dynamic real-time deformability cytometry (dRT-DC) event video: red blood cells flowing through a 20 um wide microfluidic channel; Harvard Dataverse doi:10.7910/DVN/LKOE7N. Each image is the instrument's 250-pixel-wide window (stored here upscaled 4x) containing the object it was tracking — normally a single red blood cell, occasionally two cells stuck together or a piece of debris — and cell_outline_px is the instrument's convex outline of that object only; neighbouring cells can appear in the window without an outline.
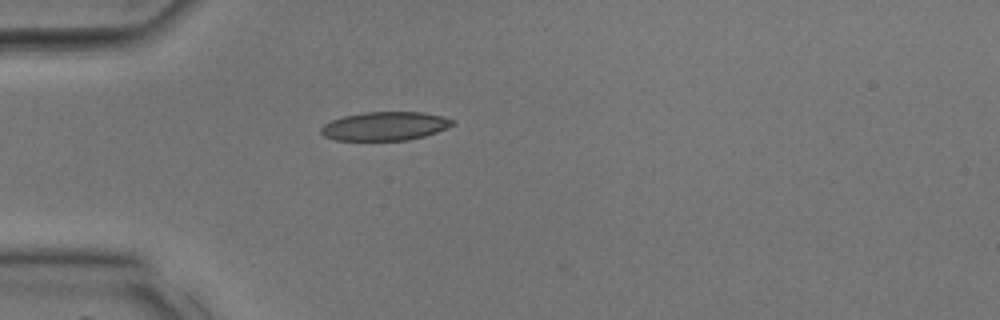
{"species": "common noctule bat (a hibernating species)", "species_latin": "Nyctalus noctula", "temperature_condition": "room temperature", "stored_images_in_passage": 26, "camera_frame_rate_fps": 3000, "um_per_image_px": 0.085, "animal": {"sex": "male", "body_mass_g": 17.9, "forearm_length_mm": 54.2}, "frame": {"image": 1, "passage_image": 1, "time_ms": 0.0, "image_size_px": [1000, 320], "cell_outline_px": [[456, 120], [452, 124], [436, 132], [424, 136], [408, 140], [336, 140], [324, 136], [320, 132], [320, 128], [324, 124], [332, 120], [344, 116], [364, 112], [424, 112]], "centroid_in_image_um": [32.69, 10.72], "position_along_channel_um": 52.3, "area_um2": 21.79}}
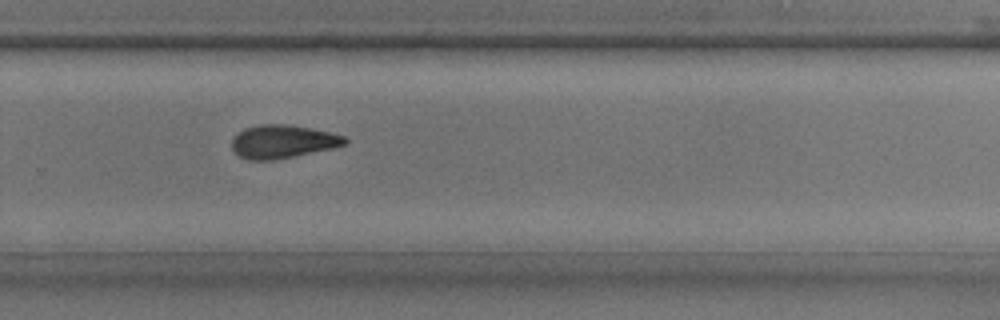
{"frame": {"image": 2, "passage_image": 15, "time_ms": 4.667, "image_size_px": [1000, 320], "cell_outline_px": [[348, 144], [332, 148], [272, 160], [248, 160], [240, 156], [232, 148], [232, 140], [244, 128], [260, 124], [284, 124], [308, 128], [328, 132], [344, 136], [348, 140]], "centroid_in_image_um": [24.03, 12.03], "position_along_channel_um": 305.8, "area_um2": 21.5}}
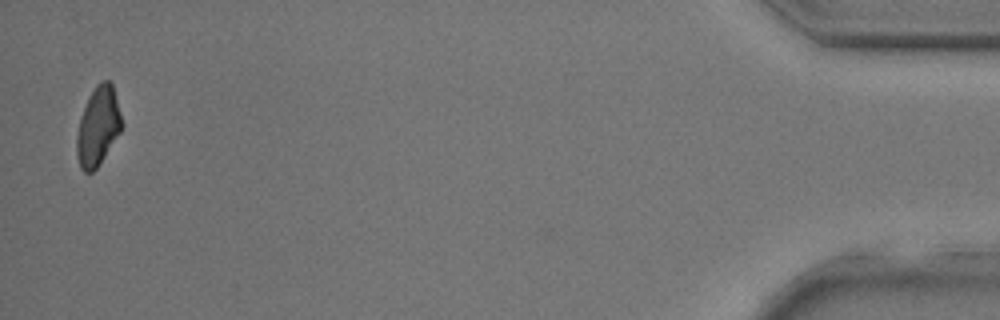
{"frame": {"image": 3, "passage_image": 26, "time_ms": 8.333, "image_size_px": [1000, 320], "cell_outline_px": [[124, 124], [120, 132], [96, 168], [92, 172], [84, 172], [80, 168], [76, 152], [76, 136], [80, 116], [88, 96], [96, 84], [100, 80], [108, 80], [112, 84]], "centroid_in_image_um": [8.32, 10.71], "position_along_channel_um": 426.9, "area_um2": 20.75}}